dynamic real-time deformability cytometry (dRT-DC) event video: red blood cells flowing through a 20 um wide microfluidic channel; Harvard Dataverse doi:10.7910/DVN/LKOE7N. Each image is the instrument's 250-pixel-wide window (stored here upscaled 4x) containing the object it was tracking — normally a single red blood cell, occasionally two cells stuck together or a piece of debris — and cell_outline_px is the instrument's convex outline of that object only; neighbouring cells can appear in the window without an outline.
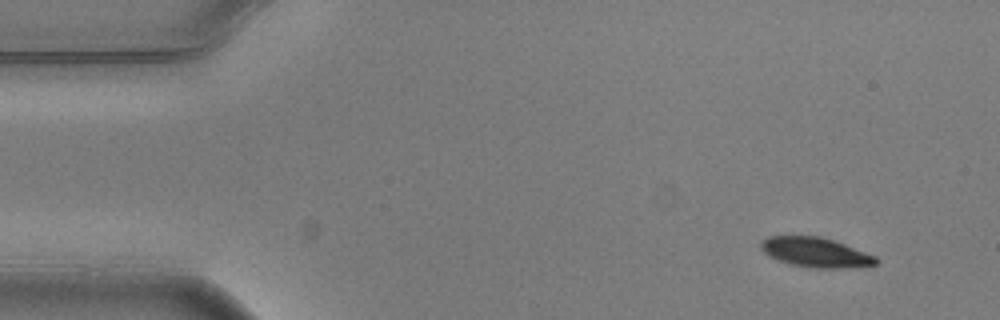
{"species": "common noctule bat (a hibernating species)", "species_latin": "Nyctalus noctula", "temperature_condition": "warm", "stored_images_in_passage": 5, "segment_of_instrument_passage": [2, 2], "camera_frame_rate_fps": 3000, "um_per_image_px": 0.085, "animal": {"sex": "male", "body_mass_g": 20.5, "forearm_length_mm": 52.5}, "frame": {"image": 1, "passage_image": 5, "time_ms": 1.333, "image_size_px": [1000, 320], "cell_outline_px": [[880, 260], [876, 264], [840, 268], [812, 268], [788, 264], [768, 256], [760, 248], [760, 244], [768, 236], [820, 236], [844, 244], [876, 256]], "centroid_in_image_um": [69.3, 21.45], "position_along_channel_um": 15.7, "area_um2": 19.83}}